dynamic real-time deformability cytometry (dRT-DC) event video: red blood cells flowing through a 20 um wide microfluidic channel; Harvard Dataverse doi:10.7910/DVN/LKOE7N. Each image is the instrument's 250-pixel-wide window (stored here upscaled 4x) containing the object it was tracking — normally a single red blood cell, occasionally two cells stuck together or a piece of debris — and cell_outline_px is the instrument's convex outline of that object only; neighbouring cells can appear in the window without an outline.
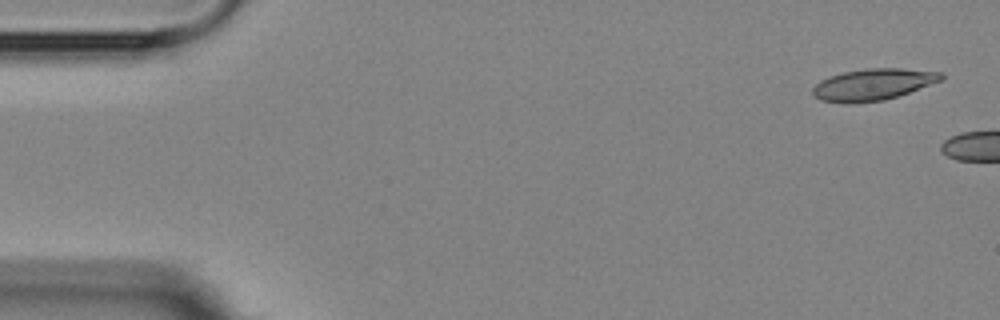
{"species": "Egyptian fruit bat (a non-hibernating species)", "species_latin": "Rousettus aegyptiacus", "temperature_condition": "room temperature", "stored_images_in_passage": 3, "camera_frame_rate_fps": 3000, "um_per_image_px": 0.085, "animal": {"sex": "female"}, "frame": {"image": 1, "passage_image": 1, "time_ms": 0.0, "image_size_px": [1000, 320], "cell_outline_px": [[944, 80], [884, 100], [852, 104], [844, 104], [820, 100], [812, 96], [812, 88], [820, 80], [844, 72], [868, 68], [900, 68], [944, 72]], "centroid_in_image_um": [74.2, 7.19], "position_along_channel_um": 10.8, "area_um2": 23.81}}